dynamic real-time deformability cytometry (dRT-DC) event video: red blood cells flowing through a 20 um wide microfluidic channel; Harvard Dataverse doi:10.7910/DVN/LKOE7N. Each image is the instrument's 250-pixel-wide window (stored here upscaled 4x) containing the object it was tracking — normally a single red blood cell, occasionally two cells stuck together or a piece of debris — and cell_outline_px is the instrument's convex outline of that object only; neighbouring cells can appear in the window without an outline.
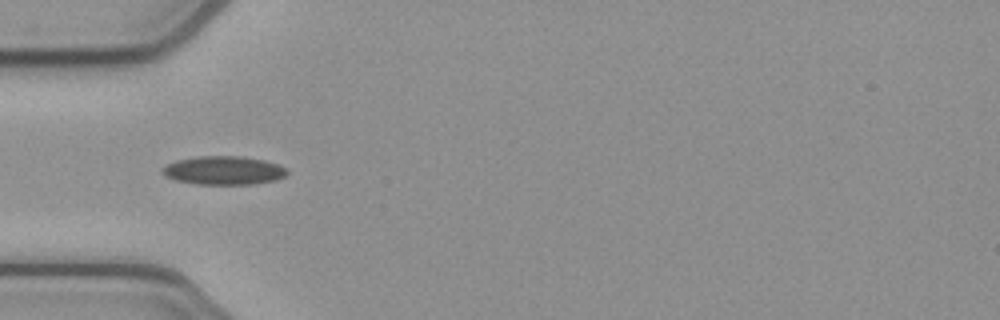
{"species": "common noctule bat (a hibernating species)", "species_latin": "Nyctalus noctula", "temperature_condition": "cold", "stored_images_in_passage": 9, "camera_frame_rate_fps": 3000, "um_per_image_px": 0.085, "animal": {"sex": "female", "body_mass_g": 21.9}, "frame": {"image": 1, "passage_image": 3, "time_ms": 0.667, "image_size_px": [1000, 320], "cell_outline_px": [[288, 172], [284, 176], [276, 180], [256, 184], [196, 184], [176, 180], [164, 176], [160, 172], [168, 164], [176, 160], [200, 156], [244, 156], [264, 160], [280, 164], [288, 168]], "centroid_in_image_um": [19.05, 14.48], "position_along_channel_um": 65.9, "area_um2": 20.92}}